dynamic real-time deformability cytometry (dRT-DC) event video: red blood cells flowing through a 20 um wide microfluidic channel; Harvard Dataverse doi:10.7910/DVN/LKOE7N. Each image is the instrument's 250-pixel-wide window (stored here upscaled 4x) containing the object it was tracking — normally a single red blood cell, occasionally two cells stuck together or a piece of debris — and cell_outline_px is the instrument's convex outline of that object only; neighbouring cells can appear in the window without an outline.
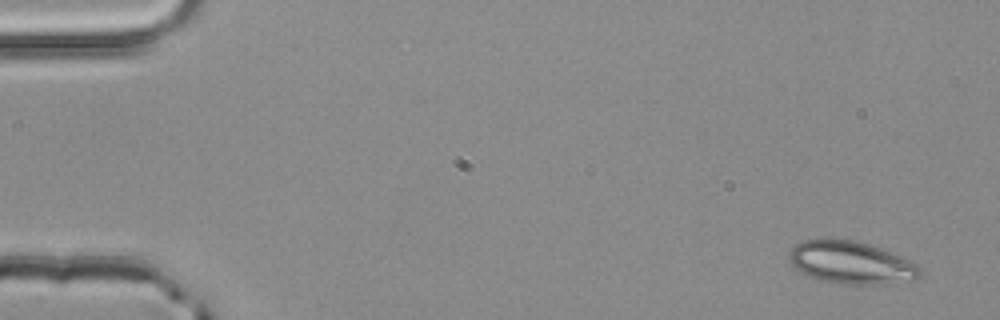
{"species": "common noctule bat (a hibernating species)", "species_latin": "Nyctalus noctula", "temperature_condition": "room temperature", "stored_images_in_passage": 50, "camera_frame_rate_fps": 3000, "um_per_image_px": 0.085, "animal": {"sex": "male", "body_mass_g": 20.4}, "frame": {"image": 1, "passage_image": 1, "time_ms": 0.0, "image_size_px": [1000, 320], "cell_outline_px": [[924, 268], [920, 276], [916, 280], [872, 284], [840, 284], [820, 280], [808, 276], [800, 272], [792, 264], [788, 256], [792, 248], [796, 244], [804, 240], [856, 240], [880, 248], [900, 256]], "centroid_in_image_um": [72.37, 22.34], "position_along_channel_um": 12.6, "area_um2": 32.19}}
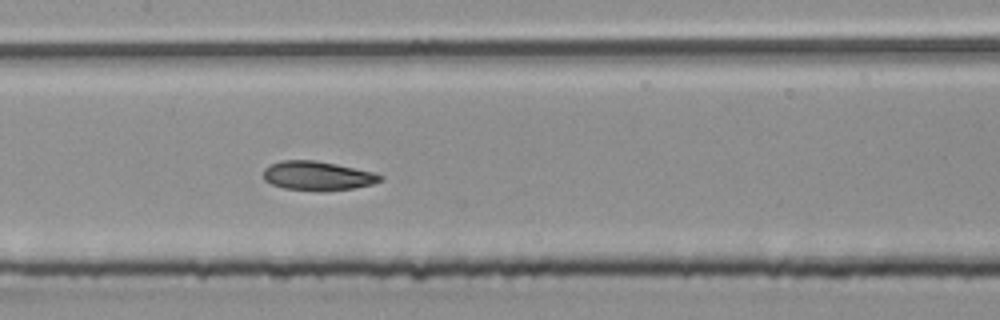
{"frame": {"image": 2, "passage_image": 24, "time_ms": 7.667, "image_size_px": [1000, 320], "cell_outline_px": [[384, 180], [372, 184], [352, 188], [320, 192], [284, 188], [272, 184], [264, 180], [264, 168], [268, 164], [280, 160], [316, 160], [336, 164], [372, 172], [384, 176]], "centroid_in_image_um": [26.97, 14.94], "position_along_channel_um": 180.4, "area_um2": 20.0}}
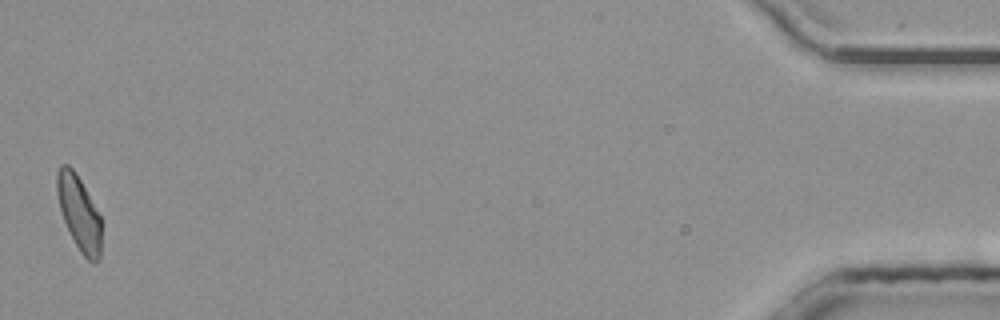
{"frame": {"image": 3, "passage_image": 50, "time_ms": 16.333, "image_size_px": [1000, 320], "cell_outline_px": [[100, 256], [92, 264], [80, 252], [64, 220], [60, 208], [56, 192], [56, 172], [60, 164], [68, 164], [76, 172], [100, 216]], "centroid_in_image_um": [6.69, 18.05], "position_along_channel_um": 428.5, "area_um2": 18.96}, "authors_computed_cell_mechanics": {"area_um2": 19.9988, "velocity_mm_per_s": 3.9998, "shape_relaxation_time_tau1_ms": 9.8119, "shape_relaxation_time_tau2_ms": 2.9885, "deformation_change_tau1": 0.1965, "deformation_change_tau2": 0.0968}}